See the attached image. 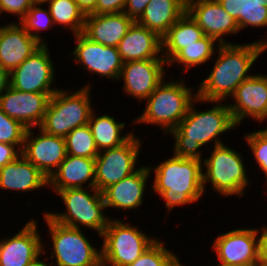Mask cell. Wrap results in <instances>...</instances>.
I'll return each instance as SVG.
<instances>
[{
    "label": "cell",
    "mask_w": 267,
    "mask_h": 266,
    "mask_svg": "<svg viewBox=\"0 0 267 266\" xmlns=\"http://www.w3.org/2000/svg\"><path fill=\"white\" fill-rule=\"evenodd\" d=\"M199 103L215 104L210 109L199 111L195 106ZM236 127L225 101H206L196 97L190 104L185 117L175 129L168 133L175 140L173 155L202 161L204 156L201 147L212 144V141L214 146L225 144L222 142L221 135Z\"/></svg>",
    "instance_id": "1"
},
{
    "label": "cell",
    "mask_w": 267,
    "mask_h": 266,
    "mask_svg": "<svg viewBox=\"0 0 267 266\" xmlns=\"http://www.w3.org/2000/svg\"><path fill=\"white\" fill-rule=\"evenodd\" d=\"M266 50L267 46L258 40L247 44H220L212 70L196 90L197 97L226 102L236 88L253 75L249 73L250 69Z\"/></svg>",
    "instance_id": "2"
},
{
    "label": "cell",
    "mask_w": 267,
    "mask_h": 266,
    "mask_svg": "<svg viewBox=\"0 0 267 266\" xmlns=\"http://www.w3.org/2000/svg\"><path fill=\"white\" fill-rule=\"evenodd\" d=\"M157 164L149 165L154 173L151 189L165 201L168 215L177 206L196 204L205 196L201 160L173 155Z\"/></svg>",
    "instance_id": "3"
},
{
    "label": "cell",
    "mask_w": 267,
    "mask_h": 266,
    "mask_svg": "<svg viewBox=\"0 0 267 266\" xmlns=\"http://www.w3.org/2000/svg\"><path fill=\"white\" fill-rule=\"evenodd\" d=\"M171 80V81H170ZM165 79L145 100L143 112L133 120V124L159 126L163 135L177 127L185 117L192 101L197 97L196 88L189 87L185 80ZM193 92V93H192Z\"/></svg>",
    "instance_id": "4"
},
{
    "label": "cell",
    "mask_w": 267,
    "mask_h": 266,
    "mask_svg": "<svg viewBox=\"0 0 267 266\" xmlns=\"http://www.w3.org/2000/svg\"><path fill=\"white\" fill-rule=\"evenodd\" d=\"M59 195L65 205L63 212L45 211L54 221L73 228L92 229L97 232L99 238L109 225L111 216H107L106 204L102 192L95 188H68L53 190ZM105 212V213H104Z\"/></svg>",
    "instance_id": "5"
},
{
    "label": "cell",
    "mask_w": 267,
    "mask_h": 266,
    "mask_svg": "<svg viewBox=\"0 0 267 266\" xmlns=\"http://www.w3.org/2000/svg\"><path fill=\"white\" fill-rule=\"evenodd\" d=\"M92 86L88 82L73 92L60 87L50 97L39 128L48 134L65 138L76 127L88 124L95 109L90 96Z\"/></svg>",
    "instance_id": "6"
},
{
    "label": "cell",
    "mask_w": 267,
    "mask_h": 266,
    "mask_svg": "<svg viewBox=\"0 0 267 266\" xmlns=\"http://www.w3.org/2000/svg\"><path fill=\"white\" fill-rule=\"evenodd\" d=\"M212 149L211 155L202 160L204 193L209 184L211 190L214 189L221 197H243L251 179L241 152L226 144L213 146Z\"/></svg>",
    "instance_id": "7"
},
{
    "label": "cell",
    "mask_w": 267,
    "mask_h": 266,
    "mask_svg": "<svg viewBox=\"0 0 267 266\" xmlns=\"http://www.w3.org/2000/svg\"><path fill=\"white\" fill-rule=\"evenodd\" d=\"M42 216L52 242V247L49 248L52 250L51 256L47 258L56 259L49 261L51 266H102L101 248H96L90 242L83 233L86 229L62 225L52 220L45 212Z\"/></svg>",
    "instance_id": "8"
},
{
    "label": "cell",
    "mask_w": 267,
    "mask_h": 266,
    "mask_svg": "<svg viewBox=\"0 0 267 266\" xmlns=\"http://www.w3.org/2000/svg\"><path fill=\"white\" fill-rule=\"evenodd\" d=\"M102 238V266H127L132 264L158 238L148 235L137 225L112 218Z\"/></svg>",
    "instance_id": "9"
},
{
    "label": "cell",
    "mask_w": 267,
    "mask_h": 266,
    "mask_svg": "<svg viewBox=\"0 0 267 266\" xmlns=\"http://www.w3.org/2000/svg\"><path fill=\"white\" fill-rule=\"evenodd\" d=\"M142 145L140 136L133 134L122 145L99 151L95 158V189L102 192L136 172Z\"/></svg>",
    "instance_id": "10"
},
{
    "label": "cell",
    "mask_w": 267,
    "mask_h": 266,
    "mask_svg": "<svg viewBox=\"0 0 267 266\" xmlns=\"http://www.w3.org/2000/svg\"><path fill=\"white\" fill-rule=\"evenodd\" d=\"M48 45H42L22 64L10 72V86L18 91L55 93V65ZM54 82V83H53Z\"/></svg>",
    "instance_id": "11"
},
{
    "label": "cell",
    "mask_w": 267,
    "mask_h": 266,
    "mask_svg": "<svg viewBox=\"0 0 267 266\" xmlns=\"http://www.w3.org/2000/svg\"><path fill=\"white\" fill-rule=\"evenodd\" d=\"M73 36L76 45L70 52V57L74 60V65L77 64L79 69H85L90 74L115 79L117 82L124 63L117 47L93 42L82 33Z\"/></svg>",
    "instance_id": "12"
},
{
    "label": "cell",
    "mask_w": 267,
    "mask_h": 266,
    "mask_svg": "<svg viewBox=\"0 0 267 266\" xmlns=\"http://www.w3.org/2000/svg\"><path fill=\"white\" fill-rule=\"evenodd\" d=\"M37 227L32 218L13 236L0 239V266H29L46 255L50 246L44 244Z\"/></svg>",
    "instance_id": "13"
},
{
    "label": "cell",
    "mask_w": 267,
    "mask_h": 266,
    "mask_svg": "<svg viewBox=\"0 0 267 266\" xmlns=\"http://www.w3.org/2000/svg\"><path fill=\"white\" fill-rule=\"evenodd\" d=\"M217 261L227 265L252 266L259 262L258 228H236L218 234L211 247Z\"/></svg>",
    "instance_id": "14"
},
{
    "label": "cell",
    "mask_w": 267,
    "mask_h": 266,
    "mask_svg": "<svg viewBox=\"0 0 267 266\" xmlns=\"http://www.w3.org/2000/svg\"><path fill=\"white\" fill-rule=\"evenodd\" d=\"M234 103H228L232 118L238 128L244 119L255 122L267 121V74H254L245 79L230 97Z\"/></svg>",
    "instance_id": "15"
},
{
    "label": "cell",
    "mask_w": 267,
    "mask_h": 266,
    "mask_svg": "<svg viewBox=\"0 0 267 266\" xmlns=\"http://www.w3.org/2000/svg\"><path fill=\"white\" fill-rule=\"evenodd\" d=\"M165 66H168L165 59L124 62L118 78V81L122 79L124 84L123 92L143 102L166 79Z\"/></svg>",
    "instance_id": "16"
},
{
    "label": "cell",
    "mask_w": 267,
    "mask_h": 266,
    "mask_svg": "<svg viewBox=\"0 0 267 266\" xmlns=\"http://www.w3.org/2000/svg\"><path fill=\"white\" fill-rule=\"evenodd\" d=\"M37 129L35 136V129L27 128L22 155L49 179L67 155L65 139Z\"/></svg>",
    "instance_id": "17"
},
{
    "label": "cell",
    "mask_w": 267,
    "mask_h": 266,
    "mask_svg": "<svg viewBox=\"0 0 267 266\" xmlns=\"http://www.w3.org/2000/svg\"><path fill=\"white\" fill-rule=\"evenodd\" d=\"M187 12L197 22L204 35L213 37L219 44H232L226 36L238 34L237 21L217 0H189Z\"/></svg>",
    "instance_id": "18"
},
{
    "label": "cell",
    "mask_w": 267,
    "mask_h": 266,
    "mask_svg": "<svg viewBox=\"0 0 267 266\" xmlns=\"http://www.w3.org/2000/svg\"><path fill=\"white\" fill-rule=\"evenodd\" d=\"M54 93L18 91L9 87L0 96V108L9 117L20 121L26 128L39 127Z\"/></svg>",
    "instance_id": "19"
},
{
    "label": "cell",
    "mask_w": 267,
    "mask_h": 266,
    "mask_svg": "<svg viewBox=\"0 0 267 266\" xmlns=\"http://www.w3.org/2000/svg\"><path fill=\"white\" fill-rule=\"evenodd\" d=\"M150 174L149 166L143 165L132 175L104 189L102 195L107 209L116 208L125 212L133 209L138 210L143 206Z\"/></svg>",
    "instance_id": "20"
},
{
    "label": "cell",
    "mask_w": 267,
    "mask_h": 266,
    "mask_svg": "<svg viewBox=\"0 0 267 266\" xmlns=\"http://www.w3.org/2000/svg\"><path fill=\"white\" fill-rule=\"evenodd\" d=\"M42 46L17 22L0 25V67L9 72Z\"/></svg>",
    "instance_id": "21"
},
{
    "label": "cell",
    "mask_w": 267,
    "mask_h": 266,
    "mask_svg": "<svg viewBox=\"0 0 267 266\" xmlns=\"http://www.w3.org/2000/svg\"><path fill=\"white\" fill-rule=\"evenodd\" d=\"M117 49L123 62L164 59L161 37L136 21L121 39Z\"/></svg>",
    "instance_id": "22"
},
{
    "label": "cell",
    "mask_w": 267,
    "mask_h": 266,
    "mask_svg": "<svg viewBox=\"0 0 267 266\" xmlns=\"http://www.w3.org/2000/svg\"><path fill=\"white\" fill-rule=\"evenodd\" d=\"M49 188V179L22 154L0 168V190L18 193Z\"/></svg>",
    "instance_id": "23"
},
{
    "label": "cell",
    "mask_w": 267,
    "mask_h": 266,
    "mask_svg": "<svg viewBox=\"0 0 267 266\" xmlns=\"http://www.w3.org/2000/svg\"><path fill=\"white\" fill-rule=\"evenodd\" d=\"M134 20L124 12L116 14H87L82 34L105 46L117 47Z\"/></svg>",
    "instance_id": "24"
},
{
    "label": "cell",
    "mask_w": 267,
    "mask_h": 266,
    "mask_svg": "<svg viewBox=\"0 0 267 266\" xmlns=\"http://www.w3.org/2000/svg\"><path fill=\"white\" fill-rule=\"evenodd\" d=\"M95 188V159L67 154L58 169L49 178L52 190L68 188Z\"/></svg>",
    "instance_id": "25"
},
{
    "label": "cell",
    "mask_w": 267,
    "mask_h": 266,
    "mask_svg": "<svg viewBox=\"0 0 267 266\" xmlns=\"http://www.w3.org/2000/svg\"><path fill=\"white\" fill-rule=\"evenodd\" d=\"M186 12V0H151L136 22L162 37Z\"/></svg>",
    "instance_id": "26"
},
{
    "label": "cell",
    "mask_w": 267,
    "mask_h": 266,
    "mask_svg": "<svg viewBox=\"0 0 267 266\" xmlns=\"http://www.w3.org/2000/svg\"><path fill=\"white\" fill-rule=\"evenodd\" d=\"M204 36L197 22L186 12L161 37L162 56L167 64L188 45L194 44Z\"/></svg>",
    "instance_id": "27"
},
{
    "label": "cell",
    "mask_w": 267,
    "mask_h": 266,
    "mask_svg": "<svg viewBox=\"0 0 267 266\" xmlns=\"http://www.w3.org/2000/svg\"><path fill=\"white\" fill-rule=\"evenodd\" d=\"M237 21L240 31L249 27H267V0H217ZM267 33V32H266ZM259 42L267 46V35Z\"/></svg>",
    "instance_id": "28"
},
{
    "label": "cell",
    "mask_w": 267,
    "mask_h": 266,
    "mask_svg": "<svg viewBox=\"0 0 267 266\" xmlns=\"http://www.w3.org/2000/svg\"><path fill=\"white\" fill-rule=\"evenodd\" d=\"M95 112V110L92 111L88 125L99 151L118 147L134 134L133 130L123 134L122 132L125 131L126 124L116 121V118L111 114L104 113L96 116Z\"/></svg>",
    "instance_id": "29"
},
{
    "label": "cell",
    "mask_w": 267,
    "mask_h": 266,
    "mask_svg": "<svg viewBox=\"0 0 267 266\" xmlns=\"http://www.w3.org/2000/svg\"><path fill=\"white\" fill-rule=\"evenodd\" d=\"M220 44L210 36L204 35L200 40L194 44L188 45L186 48H183L169 63L167 67L178 64L182 66V72L187 73L189 69L197 66L207 64L214 55ZM211 58V59H210ZM207 62V63H206ZM200 65V66H199Z\"/></svg>",
    "instance_id": "30"
},
{
    "label": "cell",
    "mask_w": 267,
    "mask_h": 266,
    "mask_svg": "<svg viewBox=\"0 0 267 266\" xmlns=\"http://www.w3.org/2000/svg\"><path fill=\"white\" fill-rule=\"evenodd\" d=\"M44 4L49 8L56 28L70 29L72 35L82 33L86 15L75 0H47Z\"/></svg>",
    "instance_id": "31"
},
{
    "label": "cell",
    "mask_w": 267,
    "mask_h": 266,
    "mask_svg": "<svg viewBox=\"0 0 267 266\" xmlns=\"http://www.w3.org/2000/svg\"><path fill=\"white\" fill-rule=\"evenodd\" d=\"M43 2H35L27 13L18 21L24 30L42 45H48L41 31L52 29L54 26L50 10L43 8Z\"/></svg>",
    "instance_id": "32"
},
{
    "label": "cell",
    "mask_w": 267,
    "mask_h": 266,
    "mask_svg": "<svg viewBox=\"0 0 267 266\" xmlns=\"http://www.w3.org/2000/svg\"><path fill=\"white\" fill-rule=\"evenodd\" d=\"M64 139L69 155L95 159L99 154L88 124L76 127Z\"/></svg>",
    "instance_id": "33"
},
{
    "label": "cell",
    "mask_w": 267,
    "mask_h": 266,
    "mask_svg": "<svg viewBox=\"0 0 267 266\" xmlns=\"http://www.w3.org/2000/svg\"><path fill=\"white\" fill-rule=\"evenodd\" d=\"M164 243L161 239H157L141 256L127 266H177L181 261L179 256Z\"/></svg>",
    "instance_id": "34"
},
{
    "label": "cell",
    "mask_w": 267,
    "mask_h": 266,
    "mask_svg": "<svg viewBox=\"0 0 267 266\" xmlns=\"http://www.w3.org/2000/svg\"><path fill=\"white\" fill-rule=\"evenodd\" d=\"M26 131L20 121L9 117L0 108V143L16 145L22 151Z\"/></svg>",
    "instance_id": "35"
},
{
    "label": "cell",
    "mask_w": 267,
    "mask_h": 266,
    "mask_svg": "<svg viewBox=\"0 0 267 266\" xmlns=\"http://www.w3.org/2000/svg\"><path fill=\"white\" fill-rule=\"evenodd\" d=\"M246 144L254 156L255 163L258 165L265 176V186L267 184V128L255 130L245 135Z\"/></svg>",
    "instance_id": "36"
},
{
    "label": "cell",
    "mask_w": 267,
    "mask_h": 266,
    "mask_svg": "<svg viewBox=\"0 0 267 266\" xmlns=\"http://www.w3.org/2000/svg\"><path fill=\"white\" fill-rule=\"evenodd\" d=\"M34 3V0H0V16L7 13L20 20Z\"/></svg>",
    "instance_id": "37"
},
{
    "label": "cell",
    "mask_w": 267,
    "mask_h": 266,
    "mask_svg": "<svg viewBox=\"0 0 267 266\" xmlns=\"http://www.w3.org/2000/svg\"><path fill=\"white\" fill-rule=\"evenodd\" d=\"M127 0H98L95 14H116L124 11Z\"/></svg>",
    "instance_id": "38"
},
{
    "label": "cell",
    "mask_w": 267,
    "mask_h": 266,
    "mask_svg": "<svg viewBox=\"0 0 267 266\" xmlns=\"http://www.w3.org/2000/svg\"><path fill=\"white\" fill-rule=\"evenodd\" d=\"M21 154L22 151L16 145L0 143V168L14 161Z\"/></svg>",
    "instance_id": "39"
},
{
    "label": "cell",
    "mask_w": 267,
    "mask_h": 266,
    "mask_svg": "<svg viewBox=\"0 0 267 266\" xmlns=\"http://www.w3.org/2000/svg\"><path fill=\"white\" fill-rule=\"evenodd\" d=\"M150 1L151 0H127L123 12L136 21L142 15Z\"/></svg>",
    "instance_id": "40"
},
{
    "label": "cell",
    "mask_w": 267,
    "mask_h": 266,
    "mask_svg": "<svg viewBox=\"0 0 267 266\" xmlns=\"http://www.w3.org/2000/svg\"><path fill=\"white\" fill-rule=\"evenodd\" d=\"M258 251V263L267 266V225L258 229Z\"/></svg>",
    "instance_id": "41"
},
{
    "label": "cell",
    "mask_w": 267,
    "mask_h": 266,
    "mask_svg": "<svg viewBox=\"0 0 267 266\" xmlns=\"http://www.w3.org/2000/svg\"><path fill=\"white\" fill-rule=\"evenodd\" d=\"M98 0H75L79 8L87 14H95V7Z\"/></svg>",
    "instance_id": "42"
},
{
    "label": "cell",
    "mask_w": 267,
    "mask_h": 266,
    "mask_svg": "<svg viewBox=\"0 0 267 266\" xmlns=\"http://www.w3.org/2000/svg\"><path fill=\"white\" fill-rule=\"evenodd\" d=\"M10 87V72L0 67V96Z\"/></svg>",
    "instance_id": "43"
},
{
    "label": "cell",
    "mask_w": 267,
    "mask_h": 266,
    "mask_svg": "<svg viewBox=\"0 0 267 266\" xmlns=\"http://www.w3.org/2000/svg\"><path fill=\"white\" fill-rule=\"evenodd\" d=\"M46 259L47 258H43V260H41V258H39L36 262L29 266H51Z\"/></svg>",
    "instance_id": "44"
},
{
    "label": "cell",
    "mask_w": 267,
    "mask_h": 266,
    "mask_svg": "<svg viewBox=\"0 0 267 266\" xmlns=\"http://www.w3.org/2000/svg\"><path fill=\"white\" fill-rule=\"evenodd\" d=\"M216 266H237V265H227V264H223V263L218 262V264Z\"/></svg>",
    "instance_id": "45"
},
{
    "label": "cell",
    "mask_w": 267,
    "mask_h": 266,
    "mask_svg": "<svg viewBox=\"0 0 267 266\" xmlns=\"http://www.w3.org/2000/svg\"><path fill=\"white\" fill-rule=\"evenodd\" d=\"M47 0H37V2H43L45 3Z\"/></svg>",
    "instance_id": "46"
},
{
    "label": "cell",
    "mask_w": 267,
    "mask_h": 266,
    "mask_svg": "<svg viewBox=\"0 0 267 266\" xmlns=\"http://www.w3.org/2000/svg\"><path fill=\"white\" fill-rule=\"evenodd\" d=\"M252 266H265V265H262V264H255V265H252Z\"/></svg>",
    "instance_id": "47"
},
{
    "label": "cell",
    "mask_w": 267,
    "mask_h": 266,
    "mask_svg": "<svg viewBox=\"0 0 267 266\" xmlns=\"http://www.w3.org/2000/svg\"><path fill=\"white\" fill-rule=\"evenodd\" d=\"M177 266H184V265H183V263L180 262Z\"/></svg>",
    "instance_id": "48"
}]
</instances>
